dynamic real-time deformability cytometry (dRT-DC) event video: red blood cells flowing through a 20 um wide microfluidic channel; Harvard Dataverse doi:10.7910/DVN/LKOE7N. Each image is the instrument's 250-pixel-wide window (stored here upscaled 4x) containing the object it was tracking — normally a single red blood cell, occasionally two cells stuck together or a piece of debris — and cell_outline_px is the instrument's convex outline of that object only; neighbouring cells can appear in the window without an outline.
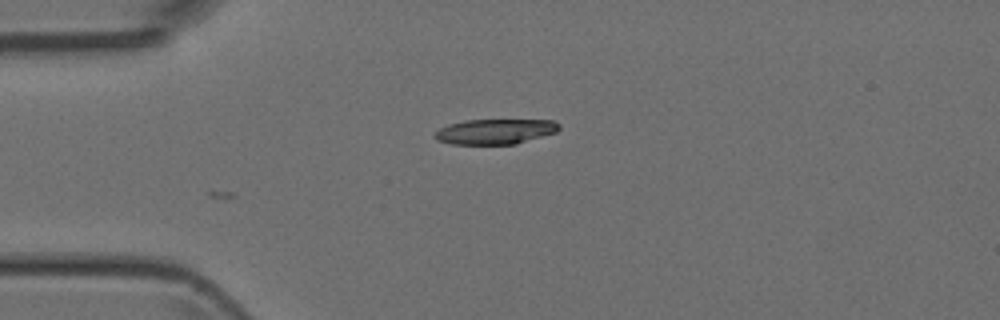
{"species": "Egyptian fruit bat (a non-hibernating species)", "species_latin": "Rousettus aegyptiacus", "temperature_condition": "room temperature", "stored_images_in_passage": 5, "camera_frame_rate_fps": 3000, "um_per_image_px": 0.085, "animal": {"sex": "female"}, "frame": {"image": 1, "passage_image": 5, "time_ms": 1.333, "image_size_px": [1000, 320], "cell_outline_px": [[560, 128], [556, 132], [516, 144], [452, 144], [436, 140], [432, 136], [440, 128], [448, 124], [464, 120], [552, 120], [560, 124]], "centroid_in_image_um": [42.07, 11.18], "position_along_channel_um": 42.9, "area_um2": 18.26}}